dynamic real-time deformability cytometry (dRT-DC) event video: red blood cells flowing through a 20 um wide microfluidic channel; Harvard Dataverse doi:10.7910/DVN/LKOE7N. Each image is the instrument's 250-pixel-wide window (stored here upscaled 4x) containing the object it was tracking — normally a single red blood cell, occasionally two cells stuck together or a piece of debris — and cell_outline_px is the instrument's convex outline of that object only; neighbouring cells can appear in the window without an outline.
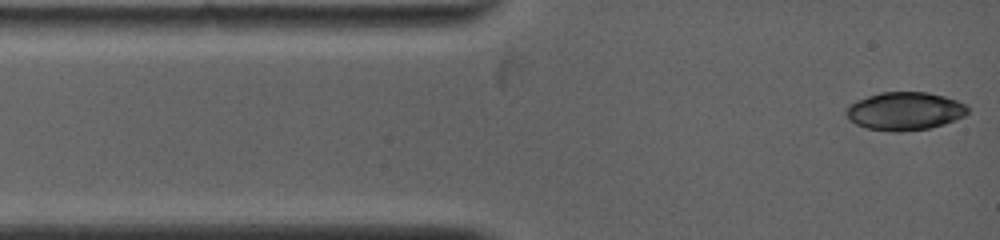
{"species": "common noctule bat (a hibernating species)", "species_latin": "Nyctalus noctula", "temperature_condition": "warm", "stored_images_in_passage": 24, "camera_frame_rate_fps": 5000, "um_per_image_px": 0.085, "animal": {"sex": "female", "body_mass_g": 19.0, "forearm_length_mm": 53.3}, "frame": {"image": 1, "passage_image": 1, "time_ms": 0.0, "image_size_px": [1000, 240], "cell_outline_px": [[968, 112], [964, 116], [944, 124], [928, 128], [900, 132], [892, 132], [868, 128], [856, 124], [848, 120], [844, 112], [848, 104], [856, 100], [880, 92], [928, 92], [944, 96], [956, 100], [964, 104], [968, 108]], "centroid_in_image_um": [76.86, 9.44], "position_along_channel_um": 8.1, "area_um2": 27.11}}
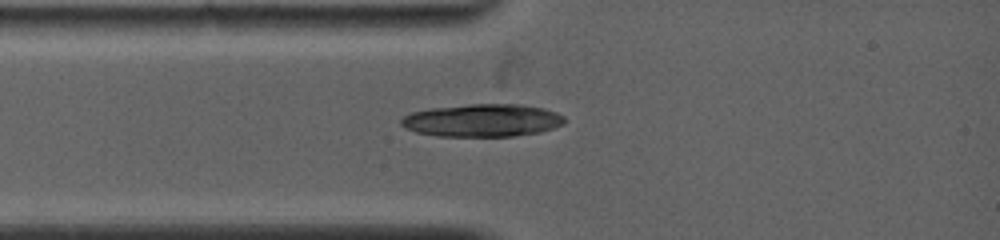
{"frame": {"image": 2, "passage_image": 13, "time_ms": 2.0, "image_size_px": [1000, 240], "cell_outline_px": [[564, 124], [540, 132], [512, 136], [436, 136], [416, 132], [404, 128], [400, 124], [400, 120], [404, 116], [412, 112], [432, 108], [468, 104], [520, 104], [544, 108], [556, 112], [564, 116]], "centroid_in_image_um": [40.99, 10.23], "position_along_channel_um": 44.0, "area_um2": 31.21}}
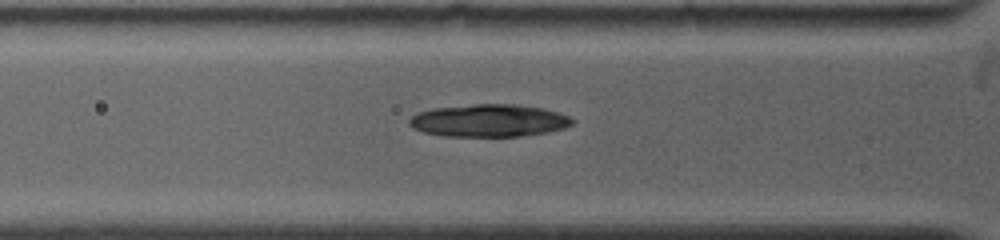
{"frame": {"image": 3, "passage_image": 21, "time_ms": 3.0, "image_size_px": [1000, 240], "cell_outline_px": [[576, 120], [572, 124], [564, 128], [548, 132], [524, 136], [444, 136], [424, 132], [412, 128], [408, 124], [408, 120], [412, 116], [420, 112], [432, 108], [476, 104], [516, 104], [544, 108], [560, 112]], "centroid_in_image_um": [41.59, 10.24], "position_along_channel_um": 84.2, "area_um2": 31.1}}